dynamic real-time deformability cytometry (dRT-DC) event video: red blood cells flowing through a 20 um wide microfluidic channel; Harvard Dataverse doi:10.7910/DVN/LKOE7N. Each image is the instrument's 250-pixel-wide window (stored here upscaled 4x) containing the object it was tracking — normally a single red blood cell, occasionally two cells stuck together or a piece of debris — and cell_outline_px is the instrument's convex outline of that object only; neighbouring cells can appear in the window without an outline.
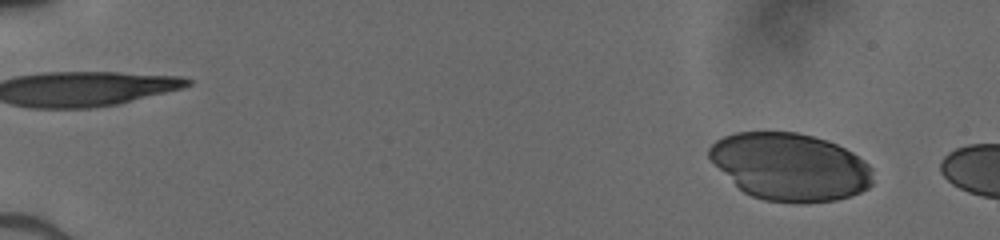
{"species": "human", "species_latin": "Homo sapiens", "temperature_condition": "cold", "stored_images_in_passage": 10, "camera_frame_rate_fps": 3000, "um_per_image_px": 0.085, "donor": {"sex": "male"}, "frame": {"image": 1, "passage_image": 5, "time_ms": 1.333, "image_size_px": [1000, 240], "cell_outline_px": [[872, 184], [868, 188], [860, 192], [836, 200], [804, 204], [796, 204], [764, 200], [752, 196], [744, 192], [708, 156], [708, 148], [716, 140], [724, 136], [736, 132], [796, 132], [812, 136], [836, 144], [852, 152], [864, 160], [872, 168]], "centroid_in_image_um": [67.18, 14.19], "position_along_channel_um": 17.8, "area_um2": 64.16}}